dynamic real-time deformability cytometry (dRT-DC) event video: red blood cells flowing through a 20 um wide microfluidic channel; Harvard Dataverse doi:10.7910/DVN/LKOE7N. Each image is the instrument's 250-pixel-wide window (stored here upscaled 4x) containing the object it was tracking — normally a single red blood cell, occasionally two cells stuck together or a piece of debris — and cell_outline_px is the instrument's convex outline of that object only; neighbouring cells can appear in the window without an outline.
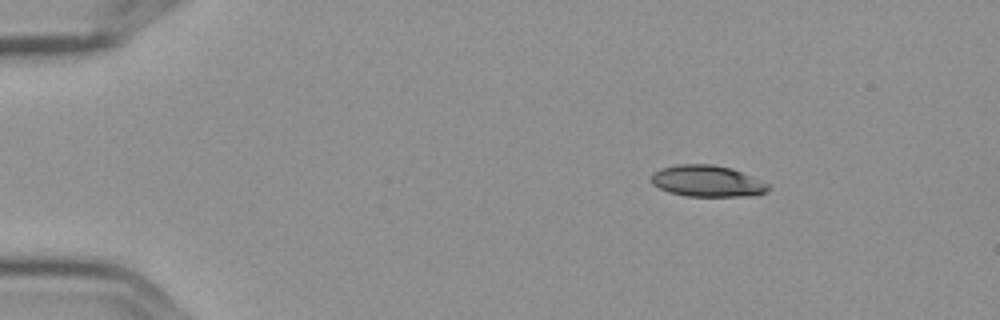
{"species": "Egyptian fruit bat (a non-hibernating species)", "species_latin": "Rousettus aegyptiacus", "temperature_condition": "cold", "stored_images_in_passage": 7, "camera_frame_rate_fps": 3000, "um_per_image_px": 0.085, "frame": {"image": 1, "passage_image": 1, "time_ms": 0.0, "image_size_px": [1000, 320], "cell_outline_px": [[772, 188], [768, 192], [756, 196], [688, 196], [668, 192], [652, 184], [652, 176], [656, 172], [664, 168], [676, 164], [712, 164], [732, 168], [768, 184]], "centroid_in_image_um": [60.17, 15.4], "position_along_channel_um": 24.8, "area_um2": 21.33}}
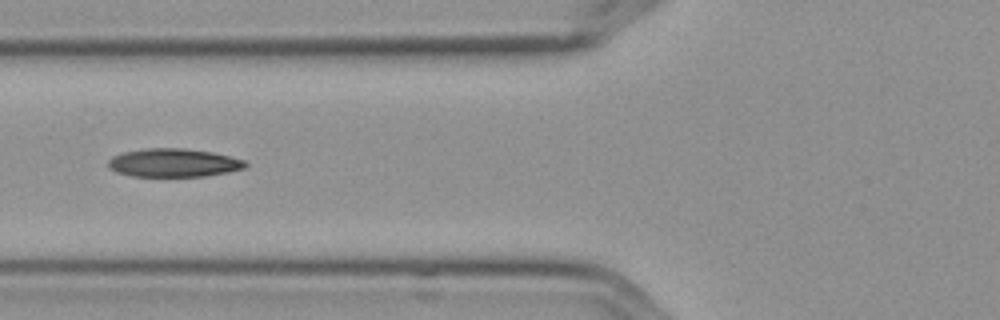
{"frame": {"image": 2, "passage_image": 5, "time_ms": 1.333, "image_size_px": [1000, 320], "cell_outline_px": [[248, 164], [244, 168], [228, 172], [204, 176], [132, 176], [116, 172], [108, 168], [108, 160], [112, 156], [124, 152], [144, 148], [184, 148], [212, 152], [244, 160]], "centroid_in_image_um": [14.72, 13.83], "position_along_channel_um": 111.1, "area_um2": 22.66}}
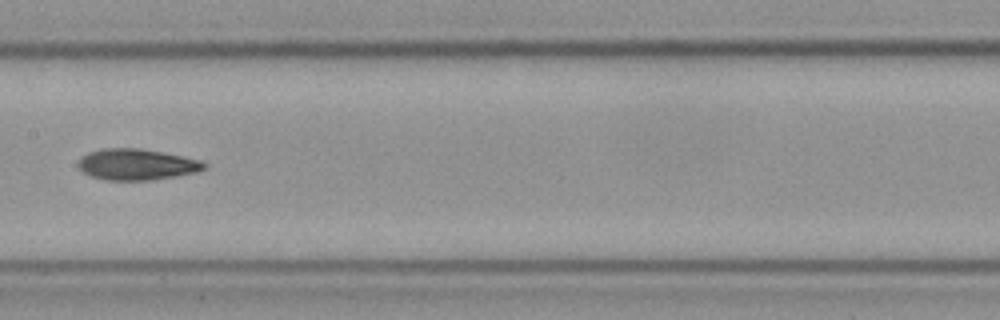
{"frame": {"image": 3, "passage_image": 7, "time_ms": 2.0, "image_size_px": [1000, 320], "cell_outline_px": [[204, 168], [196, 172], [176, 176], [152, 180], [104, 180], [88, 176], [80, 168], [80, 156], [88, 152], [104, 148], [136, 148], [160, 152], [180, 156], [196, 160], [204, 164]], "centroid_in_image_um": [11.53, 13.99], "position_along_channel_um": 195.9, "area_um2": 22.43}}